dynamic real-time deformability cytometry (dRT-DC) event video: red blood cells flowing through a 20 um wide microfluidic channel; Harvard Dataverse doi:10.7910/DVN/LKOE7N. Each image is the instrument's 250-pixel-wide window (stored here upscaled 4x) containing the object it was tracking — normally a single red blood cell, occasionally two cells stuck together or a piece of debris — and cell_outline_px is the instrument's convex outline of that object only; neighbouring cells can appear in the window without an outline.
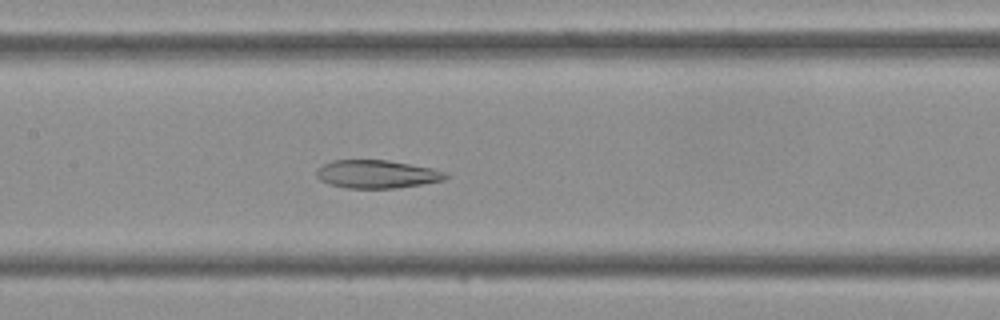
{"species": "Egyptian fruit bat (a non-hibernating species)", "species_latin": "Rousettus aegyptiacus", "temperature_condition": "cold", "stored_images_in_passage": 42, "camera_frame_rate_fps": 3000, "um_per_image_px": 0.085, "frame": {"image": 1, "passage_image": 19, "time_ms": 6.0, "image_size_px": [1000, 320], "cell_outline_px": [[448, 176], [444, 180], [396, 188], [348, 188], [328, 184], [320, 180], [316, 176], [316, 168], [332, 160], [388, 160], [432, 168], [448, 172]], "centroid_in_image_um": [32.01, 14.8], "position_along_channel_um": 175.4, "area_um2": 21.21}}
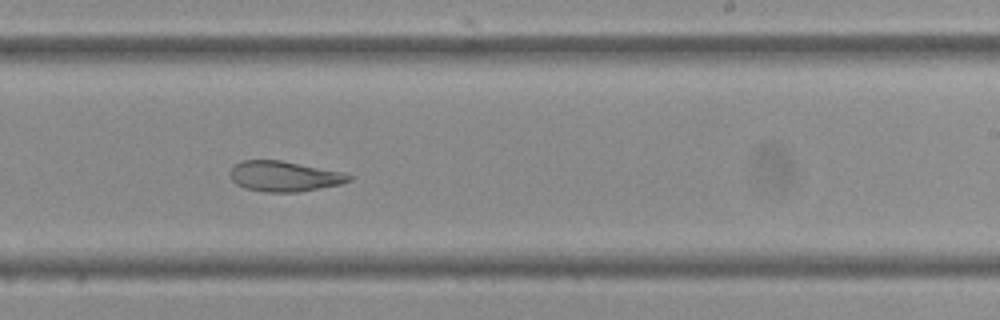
{"frame": {"image": 2, "passage_image": 25, "time_ms": 8.0, "image_size_px": [1000, 320], "cell_outline_px": [[352, 180], [340, 184], [300, 192], [264, 192], [244, 188], [236, 184], [232, 180], [228, 172], [240, 160], [280, 160], [344, 172], [352, 176]], "centroid_in_image_um": [24.14, 14.99], "position_along_channel_um": 264.9, "area_um2": 21.15}}
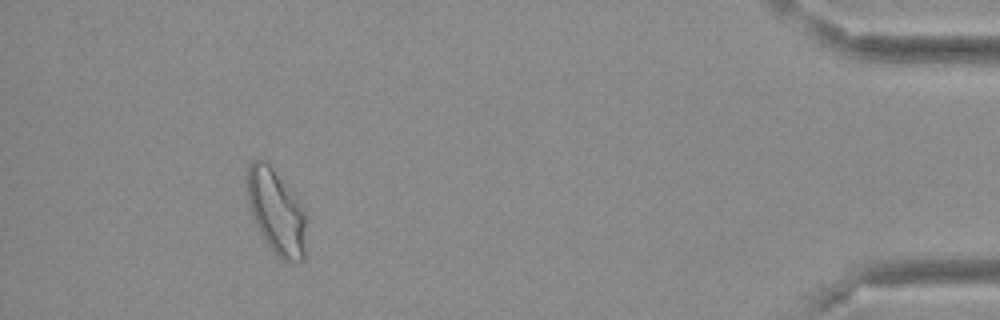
{"frame": {"image": 3, "passage_image": 39, "time_ms": 12.667, "image_size_px": [1000, 320], "cell_outline_px": [[304, 256], [300, 260], [284, 260], [276, 256], [260, 232], [256, 224], [248, 204], [248, 164], [252, 160], [264, 160], [268, 164], [296, 196], [304, 208]], "centroid_in_image_um": [23.47, 17.98], "position_along_channel_um": 411.7, "area_um2": 28.26}}